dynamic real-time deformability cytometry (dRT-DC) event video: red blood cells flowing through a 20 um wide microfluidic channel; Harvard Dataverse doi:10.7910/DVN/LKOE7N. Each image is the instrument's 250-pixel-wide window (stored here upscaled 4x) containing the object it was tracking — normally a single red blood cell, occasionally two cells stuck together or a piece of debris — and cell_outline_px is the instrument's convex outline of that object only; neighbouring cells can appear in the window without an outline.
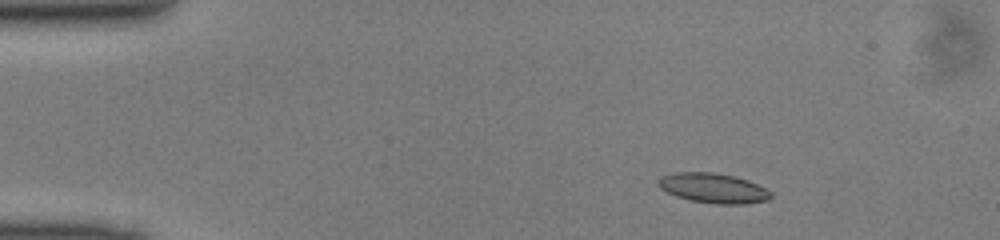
{"species": "common noctule bat (a hibernating species)", "species_latin": "Nyctalus noctula", "temperature_condition": "cold", "stored_images_in_passage": 47, "camera_frame_rate_fps": 3000, "um_per_image_px": 0.085, "animal": {"sex": "male", "body_mass_g": 13.0, "forearm_length_mm": 53.1}, "frame": {"image": 1, "passage_image": 5, "time_ms": 1.333, "image_size_px": [1000, 240], "cell_outline_px": [[772, 196], [768, 200], [744, 204], [716, 204], [688, 200], [676, 196], [660, 188], [656, 184], [656, 180], [660, 176], [676, 172], [712, 172], [732, 176], [748, 180], [772, 192]], "centroid_in_image_um": [60.58, 15.99], "position_along_channel_um": 24.4, "area_um2": 19.65}}
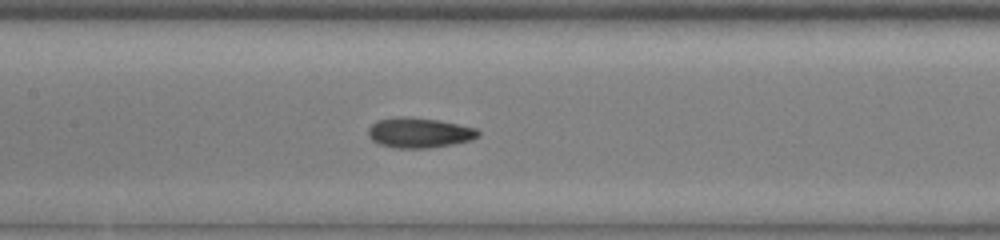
{"frame": {"image": 2, "passage_image": 21, "time_ms": 6.667, "image_size_px": [1000, 240], "cell_outline_px": [[480, 136], [472, 140], [452, 144], [428, 148], [396, 148], [380, 144], [372, 140], [368, 136], [368, 128], [376, 120], [396, 116], [404, 116], [440, 120], [476, 128], [480, 132]], "centroid_in_image_um": [35.63, 11.27], "position_along_channel_um": 171.8, "area_um2": 19.48}}
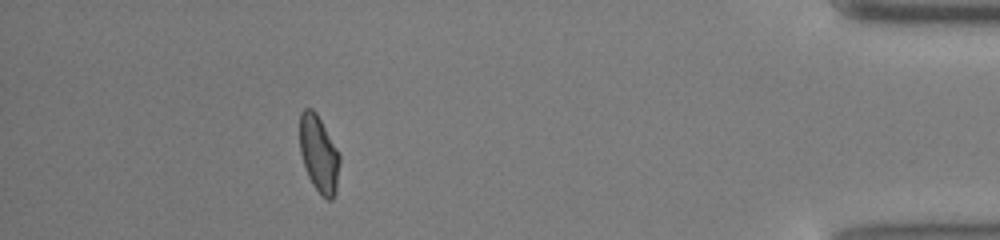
{"frame": {"image": 3, "passage_image": 42, "time_ms": 13.667, "image_size_px": [1000, 240], "cell_outline_px": [[340, 164], [336, 192], [332, 200], [328, 200], [320, 196], [312, 184], [308, 176], [300, 152], [300, 112], [304, 108], [312, 108], [316, 112], [340, 152]], "centroid_in_image_um": [27.12, 13.1], "position_along_channel_um": 408.1, "area_um2": 18.21}}